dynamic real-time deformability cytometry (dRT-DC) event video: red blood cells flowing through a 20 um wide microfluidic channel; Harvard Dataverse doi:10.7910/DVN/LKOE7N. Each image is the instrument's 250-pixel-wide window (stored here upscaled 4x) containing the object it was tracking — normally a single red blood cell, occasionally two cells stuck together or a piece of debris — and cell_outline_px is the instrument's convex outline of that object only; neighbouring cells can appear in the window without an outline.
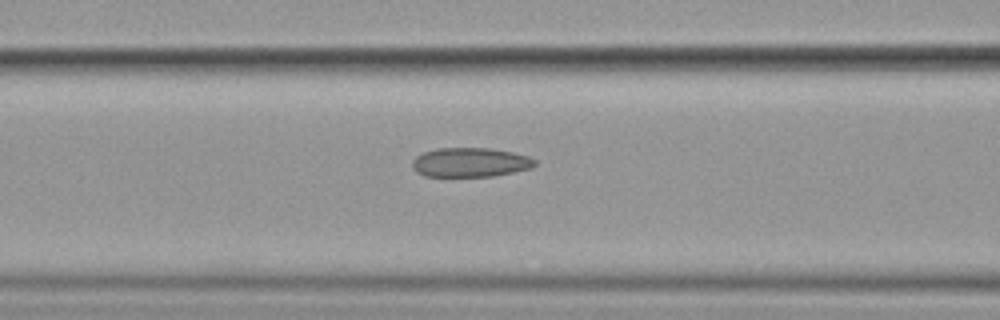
{"species": "common noctule bat (a hibernating species)", "species_latin": "Nyctalus noctula", "temperature_condition": "cold", "stored_images_in_passage": 6, "camera_frame_rate_fps": 3000, "um_per_image_px": 0.085, "animal": {"sex": "female", "body_mass_g": 19.9}, "frame": {"image": 1, "passage_image": 6, "time_ms": 6.667, "image_size_px": [1000, 320], "cell_outline_px": [[536, 164], [532, 168], [492, 176], [424, 176], [416, 172], [412, 168], [412, 160], [416, 156], [424, 152], [440, 148], [492, 148], [512, 152], [528, 156], [536, 160]], "centroid_in_image_um": [39.96, 13.8], "position_along_channel_um": 126.6, "area_um2": 20.92}}